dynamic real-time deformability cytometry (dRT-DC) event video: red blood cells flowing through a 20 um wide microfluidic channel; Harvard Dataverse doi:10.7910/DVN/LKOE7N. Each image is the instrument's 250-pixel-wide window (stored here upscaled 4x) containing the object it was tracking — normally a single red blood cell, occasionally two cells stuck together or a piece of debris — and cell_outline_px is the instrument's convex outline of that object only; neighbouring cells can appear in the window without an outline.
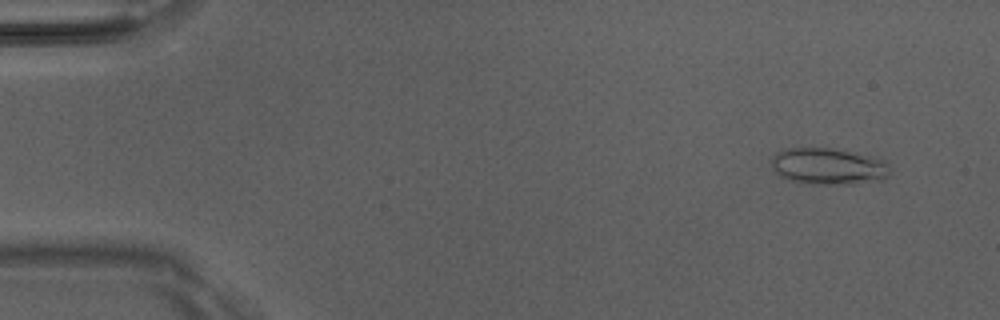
{"species": "Egyptian fruit bat (a non-hibernating species)", "species_latin": "Rousettus aegyptiacus", "temperature_condition": "room temperature", "stored_images_in_passage": 50, "camera_frame_rate_fps": 3000, "um_per_image_px": 0.085, "animal": {"sex": "male"}, "frame": {"image": 1, "passage_image": 4, "time_ms": 1.0, "image_size_px": [1000, 320], "cell_outline_px": [[888, 176], [880, 180], [852, 184], [816, 184], [788, 180], [780, 176], [772, 168], [772, 156], [788, 148], [832, 148], [888, 160]], "centroid_in_image_um": [70.42, 14.14], "position_along_channel_um": 14.6, "area_um2": 25.09}}
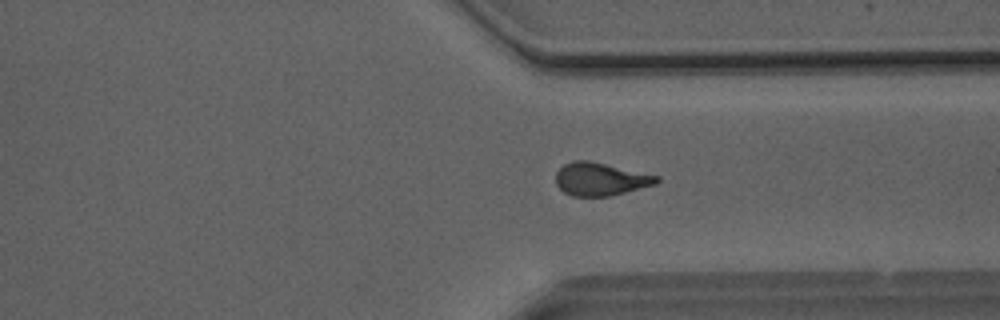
{"frame": {"image": 2, "passage_image": 38, "time_ms": 12.333, "image_size_px": [1000, 320], "cell_outline_px": [[660, 180], [656, 184], [608, 196], [572, 196], [564, 192], [556, 184], [556, 172], [564, 164], [572, 160], [588, 160], [660, 176]], "centroid_in_image_um": [51.02, 15.21], "position_along_channel_um": 360.4, "area_um2": 19.25}}
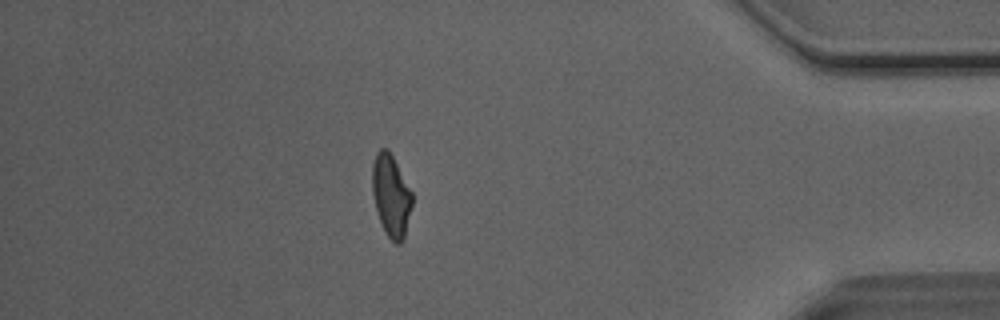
{"frame": {"image": 3, "passage_image": 44, "time_ms": 14.333, "image_size_px": [1000, 320], "cell_outline_px": [[412, 204], [404, 236], [400, 244], [396, 244], [384, 232], [376, 208], [372, 192], [372, 164], [376, 152], [380, 148], [388, 148], [412, 192]], "centroid_in_image_um": [33.22, 16.59], "position_along_channel_um": 402.0, "area_um2": 18.9}, "authors_computed_cell_mechanics": {"area_um2": 19.8254, "velocity_mm_per_s": 4.0955, "shape_relaxation_time_tau1_ms": 5.9897, "shape_relaxation_time_tau2_ms": 1.5398, "deformation_change_tau1": 0.1879, "deformation_change_tau2": 0.0815}}